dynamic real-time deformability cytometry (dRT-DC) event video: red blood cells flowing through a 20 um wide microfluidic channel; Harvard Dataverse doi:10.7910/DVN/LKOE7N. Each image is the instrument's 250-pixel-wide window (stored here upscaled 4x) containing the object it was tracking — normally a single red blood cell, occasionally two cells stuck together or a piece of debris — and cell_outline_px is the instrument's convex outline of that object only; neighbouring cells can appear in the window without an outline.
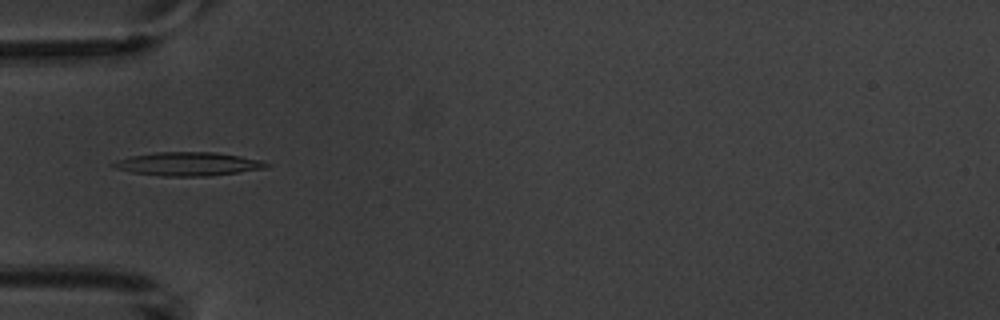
{"species": "common noctule bat (a hibernating species)", "species_latin": "Nyctalus noctula", "temperature_condition": "warm", "stored_images_in_passage": 7, "camera_frame_rate_fps": 3000, "um_per_image_px": 0.085, "animal": {"sex": "male", "body_mass_g": 20.1, "forearm_length_mm": 53.5}, "frame": {"image": 1, "passage_image": 5, "time_ms": 5.667, "image_size_px": [1000, 320], "cell_outline_px": [[272, 164], [268, 168], [240, 172], [208, 176], [160, 176], [132, 172], [116, 168], [108, 164], [116, 160], [132, 156], [156, 152], [216, 152], [240, 156], [260, 160]], "centroid_in_image_um": [16.01, 13.94], "position_along_channel_um": 69.0, "area_um2": 21.1}}
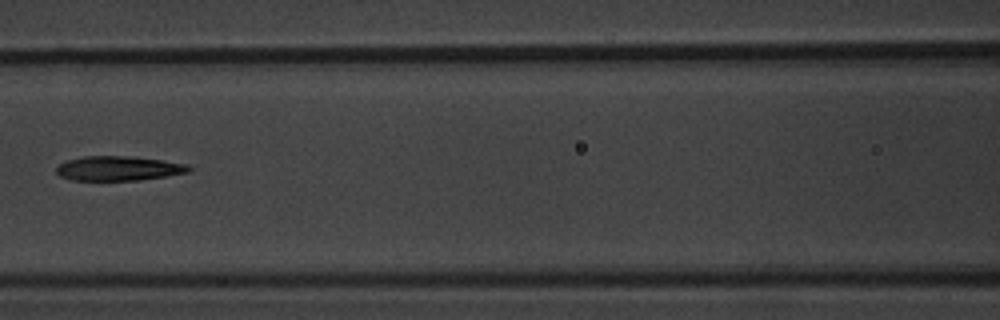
{"frame": {"image": 2, "passage_image": 7, "time_ms": 8.0, "image_size_px": [1000, 320], "cell_outline_px": [[192, 168], [188, 172], [140, 180], [72, 180], [60, 176], [56, 172], [56, 168], [60, 164], [68, 160], [84, 156], [136, 156], [188, 164]], "centroid_in_image_um": [10.08, 14.3], "position_along_channel_um": 156.5, "area_um2": 18.9}}